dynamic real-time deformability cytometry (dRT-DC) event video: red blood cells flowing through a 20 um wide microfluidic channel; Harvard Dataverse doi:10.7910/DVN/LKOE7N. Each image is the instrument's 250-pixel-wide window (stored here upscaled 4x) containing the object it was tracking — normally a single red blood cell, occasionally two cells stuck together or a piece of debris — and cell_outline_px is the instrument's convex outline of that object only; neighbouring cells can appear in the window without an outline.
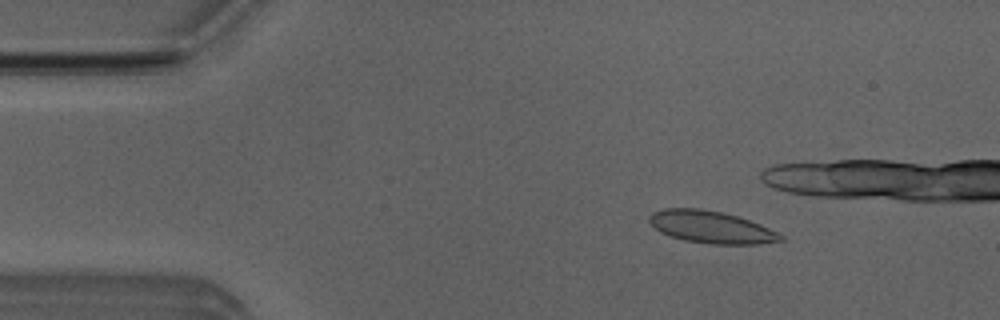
{"species": "Egyptian fruit bat (a non-hibernating species)", "species_latin": "Rousettus aegyptiacus", "temperature_condition": "room temperature", "stored_images_in_passage": 47, "camera_frame_rate_fps": 3000, "um_per_image_px": 0.085, "animal": {"sex": "male"}, "frame": {"image": 1, "passage_image": 8, "time_ms": 2.333, "image_size_px": [1000, 320], "cell_outline_px": [[784, 240], [756, 244], [712, 244], [684, 240], [660, 232], [648, 220], [648, 216], [652, 212], [664, 208], [700, 208], [720, 212], [736, 216], [760, 224], [784, 236]], "centroid_in_image_um": [60.42, 19.3], "position_along_channel_um": 24.6, "area_um2": 24.39}}
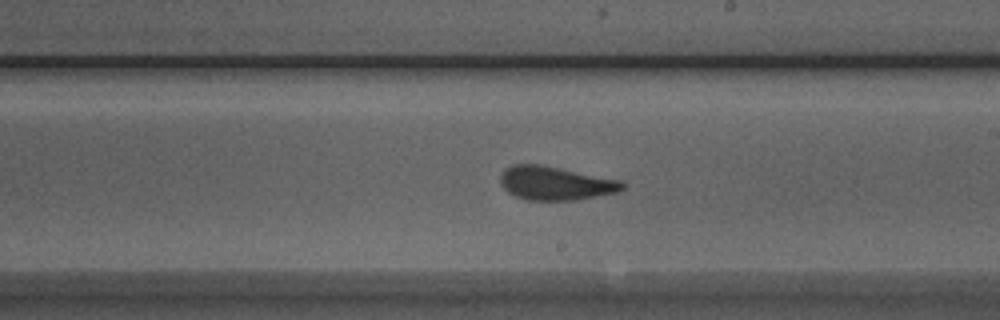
{"frame": {"image": 2, "passage_image": 30, "time_ms": 9.667, "image_size_px": [1000, 320], "cell_outline_px": [[624, 188], [620, 192], [576, 200], [528, 200], [516, 196], [508, 192], [500, 184], [500, 176], [504, 168], [512, 164], [540, 164], [620, 180], [624, 184]], "centroid_in_image_um": [47.19, 15.57], "position_along_channel_um": 241.8, "area_um2": 23.99}}
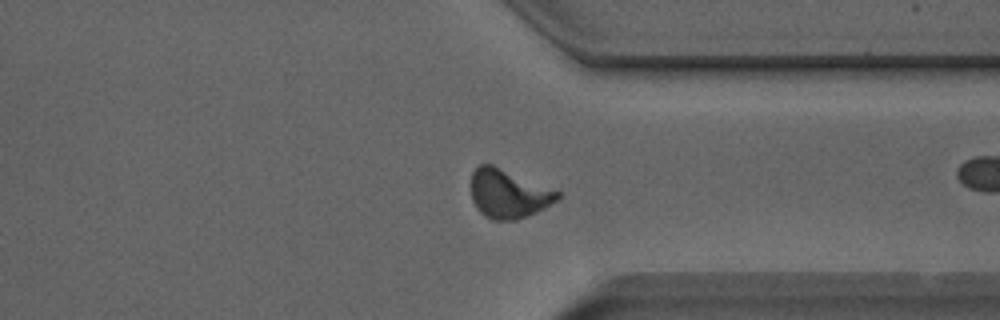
{"frame": {"image": 3, "passage_image": 40, "time_ms": 13.0, "image_size_px": [1000, 320], "cell_outline_px": [[560, 196], [556, 200], [544, 208], [536, 212], [516, 220], [492, 220], [484, 216], [476, 208], [472, 200], [472, 172], [480, 164], [492, 164], [560, 192]], "centroid_in_image_um": [43.18, 16.48], "position_along_channel_um": 368.2, "area_um2": 24.28}, "authors_computed_cell_mechanics": {"area_um2": 23.987, "velocity_mm_per_s": 3.8471, "shape_relaxation_time_tau1_ms": 6.7842, "shape_relaxation_time_tau2_ms": 1.0422, "deformation_change_tau1": 0.1736, "deformation_change_tau2": 0.08}}